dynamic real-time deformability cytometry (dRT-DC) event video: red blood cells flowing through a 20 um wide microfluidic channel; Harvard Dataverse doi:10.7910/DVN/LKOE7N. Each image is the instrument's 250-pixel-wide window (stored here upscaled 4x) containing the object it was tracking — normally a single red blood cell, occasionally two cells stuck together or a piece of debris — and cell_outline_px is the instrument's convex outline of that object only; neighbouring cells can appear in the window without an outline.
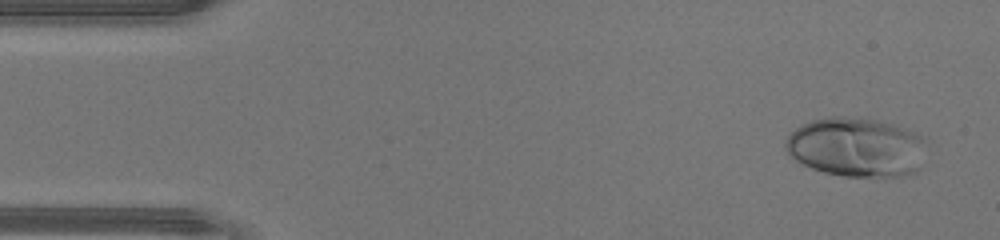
{"species": "human", "species_latin": "Homo sapiens", "temperature_condition": "warm", "stored_images_in_passage": 13, "camera_frame_rate_fps": 3000, "um_per_image_px": 0.085, "donor": {"sex": "male"}, "frame": {"image": 1, "passage_image": 3, "time_ms": 0.667, "image_size_px": [1000, 240], "cell_outline_px": [[920, 168], [916, 172], [900, 176], [844, 176], [824, 172], [812, 168], [788, 156], [784, 148], [784, 144], [788, 136], [796, 128], [812, 120], [832, 116], [844, 116], [876, 120], [892, 124], [912, 132], [920, 136]], "centroid_in_image_um": [72.68, 12.51], "position_along_channel_um": 12.3, "area_um2": 47.86}}